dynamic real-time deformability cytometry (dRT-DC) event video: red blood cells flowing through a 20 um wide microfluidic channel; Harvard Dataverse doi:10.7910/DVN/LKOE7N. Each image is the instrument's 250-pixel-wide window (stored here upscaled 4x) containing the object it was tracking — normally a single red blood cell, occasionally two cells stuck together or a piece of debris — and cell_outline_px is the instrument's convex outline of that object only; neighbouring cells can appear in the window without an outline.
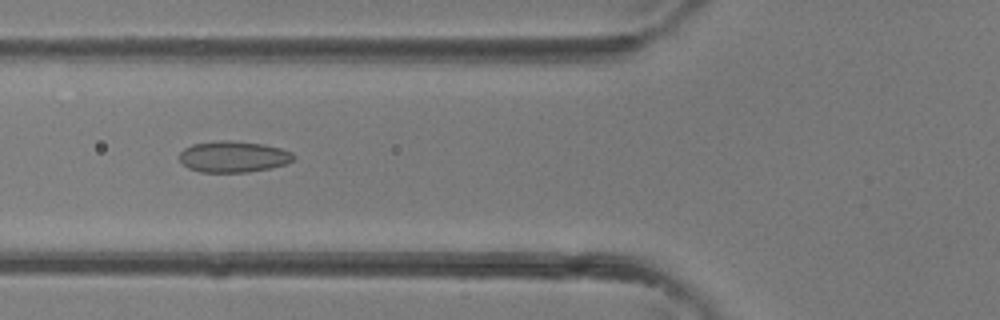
{"species": "common noctule bat (a hibernating species)", "species_latin": "Nyctalus noctula", "temperature_condition": "room temperature", "stored_images_in_passage": 37, "camera_frame_rate_fps": 3000, "um_per_image_px": 0.085, "animal": {"sex": "female"}, "frame": {"image": 1, "passage_image": 13, "time_ms": 4.0, "image_size_px": [1000, 320], "cell_outline_px": [[296, 156], [292, 160], [284, 164], [272, 168], [248, 172], [200, 172], [188, 168], [180, 160], [180, 152], [184, 148], [192, 144], [220, 140], [228, 140], [264, 144], [280, 148], [292, 152]], "centroid_in_image_um": [19.84, 13.32], "position_along_channel_um": 106.0, "area_um2": 20.81}}
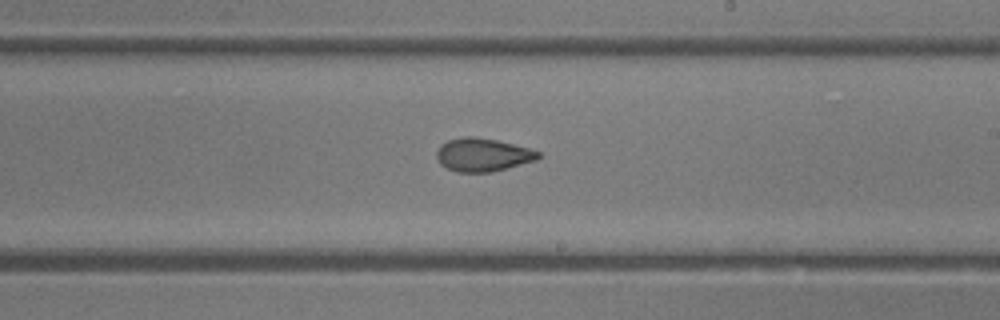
{"frame": {"image": 2, "passage_image": 21, "time_ms": 6.667, "image_size_px": [1000, 320], "cell_outline_px": [[540, 156], [536, 160], [492, 172], [456, 172], [440, 164], [436, 156], [436, 152], [440, 144], [448, 140], [460, 136], [472, 136], [496, 140], [528, 148], [540, 152]], "centroid_in_image_um": [40.99, 13.15], "position_along_channel_um": 248.0, "area_um2": 19.65}}
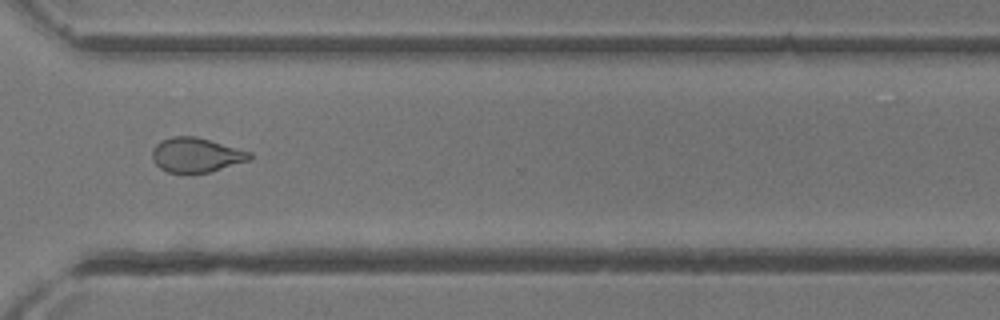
{"frame": {"image": 3, "passage_image": 27, "time_ms": 8.667, "image_size_px": [1000, 320], "cell_outline_px": [[252, 160], [208, 172], [168, 172], [160, 168], [152, 160], [152, 148], [160, 140], [172, 136], [196, 136], [252, 152]], "centroid_in_image_um": [16.67, 13.16], "position_along_channel_um": 353.9, "area_um2": 19.65}}